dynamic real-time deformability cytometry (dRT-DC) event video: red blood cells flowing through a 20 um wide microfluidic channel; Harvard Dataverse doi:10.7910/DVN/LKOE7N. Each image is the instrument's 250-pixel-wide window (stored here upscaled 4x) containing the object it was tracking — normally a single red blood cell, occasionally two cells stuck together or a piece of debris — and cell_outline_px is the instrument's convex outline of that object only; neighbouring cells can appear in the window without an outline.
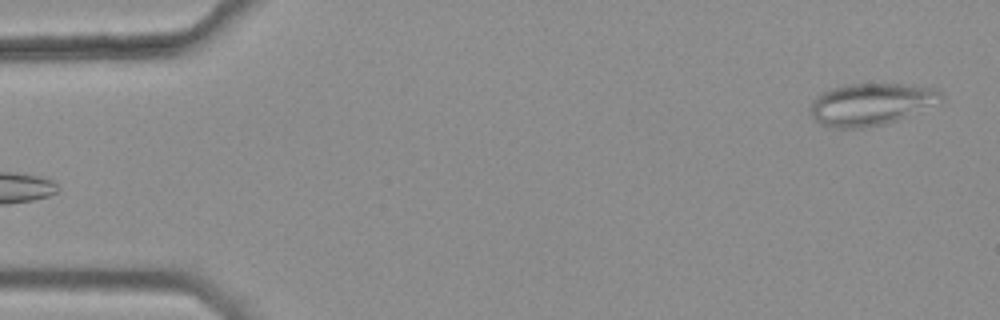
{"species": "common noctule bat (a hibernating species)", "species_latin": "Nyctalus noctula", "temperature_condition": "warm", "stored_images_in_passage": 46, "camera_frame_rate_fps": 3000, "um_per_image_px": 0.085, "animal": {"sex": "female", "body_mass_g": 25.1}, "frame": {"image": 1, "passage_image": 1, "time_ms": 0.0, "image_size_px": [1000, 320], "cell_outline_px": [[944, 96], [940, 100], [896, 120], [884, 124], [864, 128], [832, 128], [820, 124], [812, 116], [812, 100], [820, 92], [844, 84], [900, 84], [936, 88]], "centroid_in_image_um": [73.95, 8.85], "position_along_channel_um": 11.0, "area_um2": 31.56}}
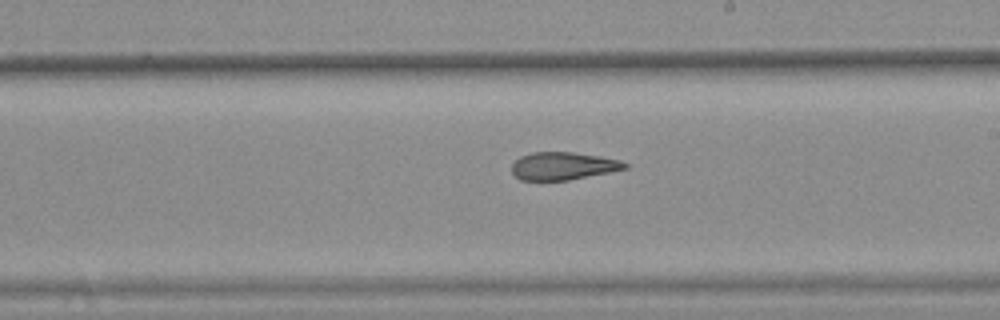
{"frame": {"image": 2, "passage_image": 29, "time_ms": 9.333, "image_size_px": [1000, 320], "cell_outline_px": [[628, 168], [568, 180], [520, 180], [512, 172], [512, 164], [520, 156], [532, 152], [572, 152], [600, 156], [620, 160], [628, 164]], "centroid_in_image_um": [47.85, 14.1], "position_along_channel_um": 241.2, "area_um2": 18.15}}
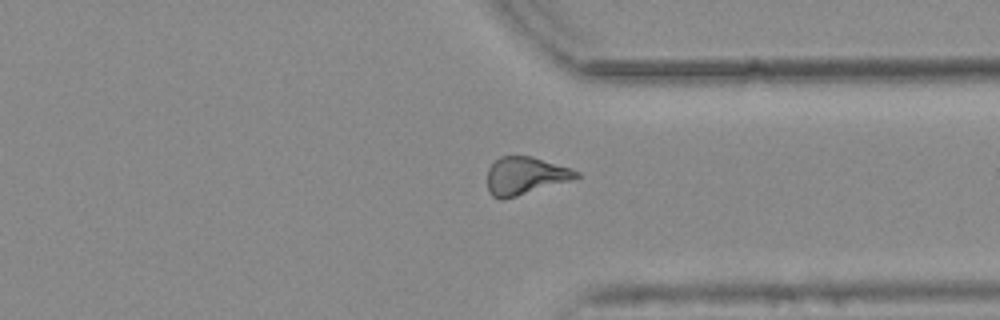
{"frame": {"image": 3, "passage_image": 39, "time_ms": 12.667, "image_size_px": [1000, 320], "cell_outline_px": [[580, 176], [572, 180], [516, 196], [500, 200], [492, 196], [488, 192], [488, 168], [500, 156], [532, 156], [572, 168], [580, 172]], "centroid_in_image_um": [44.65, 14.93], "position_along_channel_um": 366.7, "area_um2": 19.54}, "authors_computed_cell_mechanics": {"area_um2": 19.7098, "velocity_mm_per_s": 3.78, "shape_relaxation_time_tau1_ms": null, "shape_relaxation_time_tau2_ms": 6.2416, "deformation_change_tau1": null, "deformation_change_tau2": 0.1657}}